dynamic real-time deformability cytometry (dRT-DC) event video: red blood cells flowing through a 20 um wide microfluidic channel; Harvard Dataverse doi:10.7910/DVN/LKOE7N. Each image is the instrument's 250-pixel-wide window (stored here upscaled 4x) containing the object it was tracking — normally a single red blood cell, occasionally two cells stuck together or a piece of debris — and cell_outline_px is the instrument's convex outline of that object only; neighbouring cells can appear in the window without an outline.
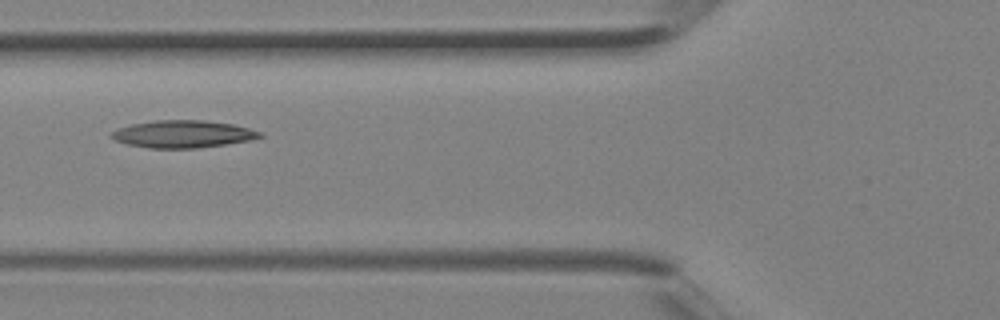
{"species": "Egyptian fruit bat (a non-hibernating species)", "species_latin": "Rousettus aegyptiacus", "temperature_condition": "room temperature", "stored_images_in_passage": 2, "camera_frame_rate_fps": 3000, "um_per_image_px": 0.085, "animal": {"sex": "female"}, "frame": {"image": 1, "passage_image": 2, "time_ms": 0.333, "image_size_px": [1000, 320], "cell_outline_px": [[264, 136], [252, 140], [196, 148], [148, 148], [128, 144], [116, 140], [108, 136], [112, 132], [120, 128], [132, 124], [156, 120], [204, 120], [232, 124], [248, 128], [260, 132]], "centroid_in_image_um": [15.55, 11.39], "position_along_channel_um": 110.3, "area_um2": 23.47}}